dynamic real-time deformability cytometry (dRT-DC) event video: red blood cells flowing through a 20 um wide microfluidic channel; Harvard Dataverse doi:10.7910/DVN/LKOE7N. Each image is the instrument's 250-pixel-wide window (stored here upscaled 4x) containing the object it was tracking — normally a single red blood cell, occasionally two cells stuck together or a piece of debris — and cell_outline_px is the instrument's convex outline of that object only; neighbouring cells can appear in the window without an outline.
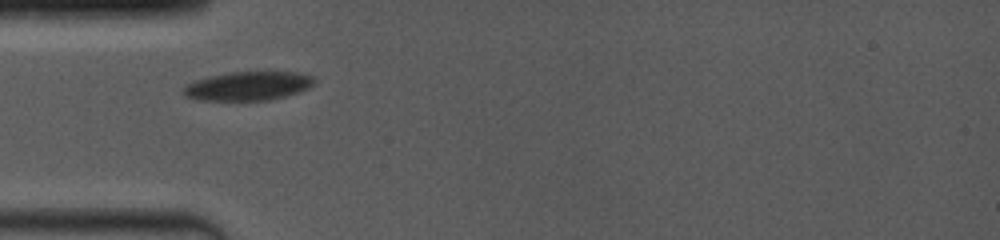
{"species": "common noctule bat (a hibernating species)", "species_latin": "Nyctalus noctula", "temperature_condition": "room temperature", "stored_images_in_passage": 8, "camera_frame_rate_fps": 4000, "um_per_image_px": 0.085, "animal": {"sex": "female", "body_mass_g": 19.0, "forearm_length_mm": 53.3}, "frame": {"image": 1, "passage_image": 1, "time_ms": 0.0, "image_size_px": [1000, 240], "cell_outline_px": [[316, 84], [300, 92], [272, 100], [196, 100], [184, 96], [184, 88], [188, 84], [196, 80], [212, 76], [232, 72], [300, 72], [312, 76], [316, 80]], "centroid_in_image_um": [21.16, 7.31], "position_along_channel_um": 63.8, "area_um2": 22.02}}
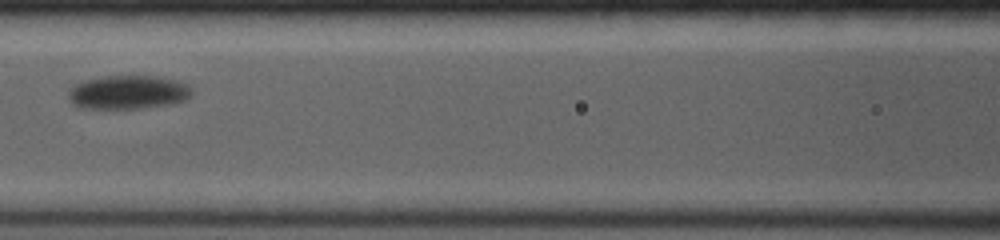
{"frame": {"image": 2, "passage_image": 5, "time_ms": 2.5, "image_size_px": [1000, 240], "cell_outline_px": [[192, 92], [184, 100], [172, 104], [140, 108], [80, 108], [72, 104], [68, 100], [68, 92], [76, 84], [84, 80], [104, 76], [152, 76], [176, 80], [188, 84], [192, 88]], "centroid_in_image_um": [10.87, 7.84], "position_along_channel_um": 155.7, "area_um2": 24.22}}
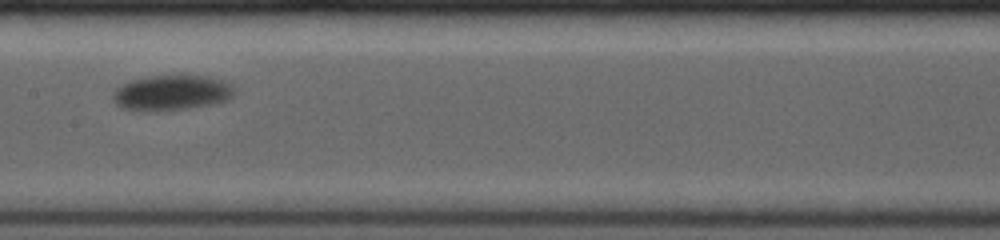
{"frame": {"image": 3, "passage_image": 7, "time_ms": 3.5, "image_size_px": [1000, 240], "cell_outline_px": [[232, 96], [228, 100], [212, 104], [188, 108], [156, 112], [148, 112], [120, 108], [112, 100], [112, 92], [116, 88], [132, 80], [148, 76], [204, 76], [220, 80], [232, 84]], "centroid_in_image_um": [14.52, 7.91], "position_along_channel_um": 192.9, "area_um2": 24.97}}